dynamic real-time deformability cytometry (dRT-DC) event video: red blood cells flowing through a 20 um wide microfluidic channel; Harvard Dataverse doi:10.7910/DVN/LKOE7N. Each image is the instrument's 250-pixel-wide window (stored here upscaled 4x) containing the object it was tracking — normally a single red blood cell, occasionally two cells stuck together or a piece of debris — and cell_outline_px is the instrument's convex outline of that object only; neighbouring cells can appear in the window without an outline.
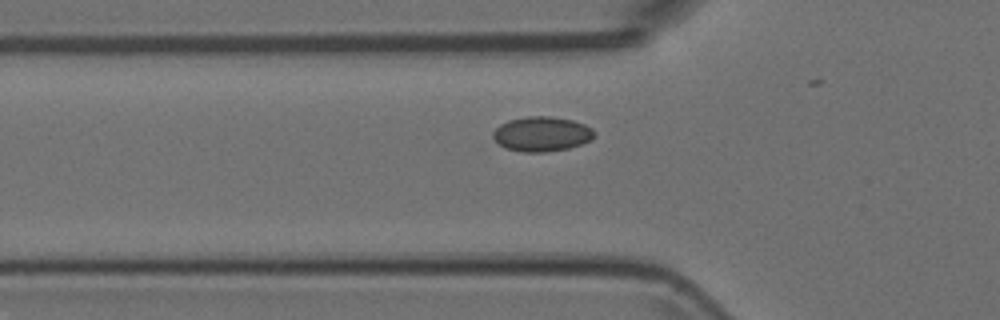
{"species": "Egyptian fruit bat (a non-hibernating species)", "species_latin": "Rousettus aegyptiacus", "temperature_condition": "room temperature", "stored_images_in_passage": 32, "camera_frame_rate_fps": 3000, "um_per_image_px": 0.085, "animal": {"sex": "female"}, "frame": {"image": 1, "passage_image": 9, "time_ms": 2.667, "image_size_px": [1000, 320], "cell_outline_px": [[596, 132], [588, 140], [580, 144], [568, 148], [548, 152], [524, 152], [504, 148], [492, 136], [492, 132], [500, 124], [508, 120], [528, 116], [552, 116], [572, 120], [584, 124], [592, 128]], "centroid_in_image_um": [46.02, 11.38], "position_along_channel_um": 79.8, "area_um2": 20.46}}
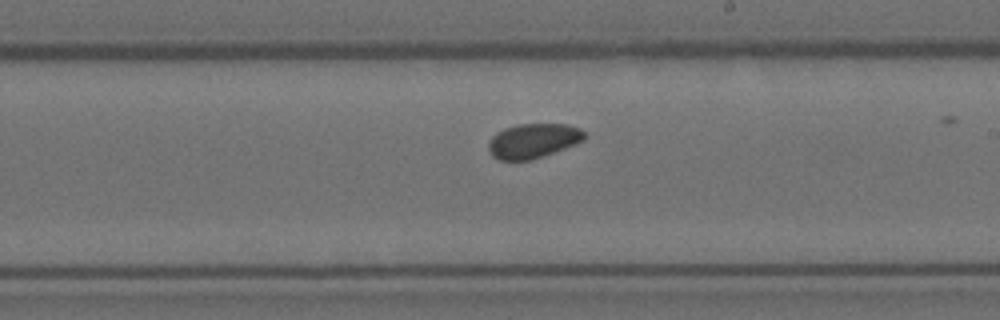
{"frame": {"image": 2, "passage_image": 22, "time_ms": 7.0, "image_size_px": [1000, 320], "cell_outline_px": [[584, 140], [576, 144], [532, 160], [500, 160], [492, 156], [488, 152], [488, 144], [492, 136], [496, 132], [504, 128], [516, 124], [568, 124], [580, 128], [584, 132]], "centroid_in_image_um": [45.29, 11.96], "position_along_channel_um": 243.7, "area_um2": 19.48}}
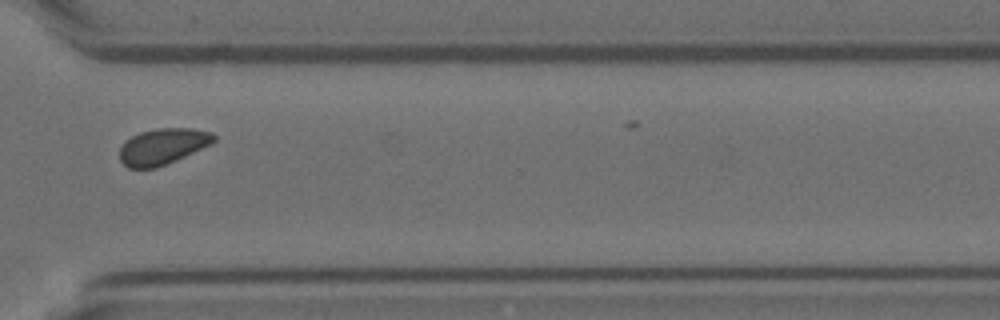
{"frame": {"image": 3, "passage_image": 31, "time_ms": 10.0, "image_size_px": [1000, 320], "cell_outline_px": [[216, 140], [212, 144], [176, 160], [156, 168], [128, 168], [120, 160], [120, 148], [124, 140], [140, 132], [156, 128], [192, 128], [212, 132], [216, 136]], "centroid_in_image_um": [13.84, 12.44], "position_along_channel_um": 356.8, "area_um2": 19.94}}